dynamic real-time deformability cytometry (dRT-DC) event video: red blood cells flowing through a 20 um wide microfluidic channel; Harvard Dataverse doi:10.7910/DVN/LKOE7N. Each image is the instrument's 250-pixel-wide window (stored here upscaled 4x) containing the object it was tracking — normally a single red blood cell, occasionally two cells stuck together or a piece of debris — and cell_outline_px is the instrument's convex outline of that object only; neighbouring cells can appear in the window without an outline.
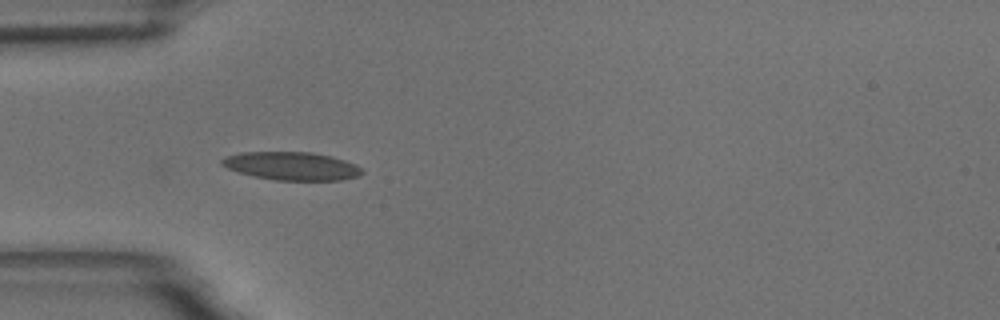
{"species": "common noctule bat (a hibernating species)", "species_latin": "Nyctalus noctula", "temperature_condition": "room temperature", "stored_images_in_passage": 24, "camera_frame_rate_fps": 3000, "um_per_image_px": 0.085, "animal": {"sex": "male", "body_mass_g": 18.8}, "frame": {"image": 1, "passage_image": 1, "time_ms": 0.0, "image_size_px": [1000, 320], "cell_outline_px": [[364, 172], [360, 176], [340, 180], [276, 180], [252, 176], [228, 168], [220, 164], [220, 160], [224, 156], [240, 152], [312, 152], [332, 156], [356, 164], [364, 168]], "centroid_in_image_um": [24.81, 14.1], "position_along_channel_um": 60.2, "area_um2": 23.24}}
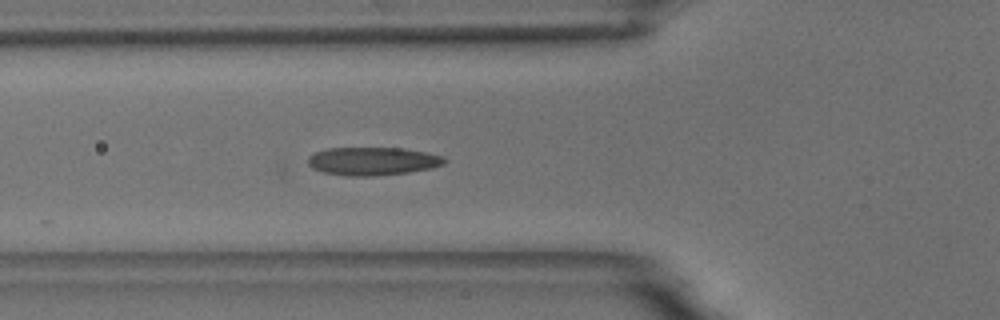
{"frame": {"image": 2, "passage_image": 4, "time_ms": 1.0, "image_size_px": [1000, 320], "cell_outline_px": [[448, 160], [444, 164], [432, 168], [408, 172], [376, 176], [348, 176], [324, 172], [312, 168], [308, 164], [308, 156], [316, 152], [328, 148], [404, 148], [444, 156]], "centroid_in_image_um": [31.7, 13.7], "position_along_channel_um": 94.1, "area_um2": 22.43}}